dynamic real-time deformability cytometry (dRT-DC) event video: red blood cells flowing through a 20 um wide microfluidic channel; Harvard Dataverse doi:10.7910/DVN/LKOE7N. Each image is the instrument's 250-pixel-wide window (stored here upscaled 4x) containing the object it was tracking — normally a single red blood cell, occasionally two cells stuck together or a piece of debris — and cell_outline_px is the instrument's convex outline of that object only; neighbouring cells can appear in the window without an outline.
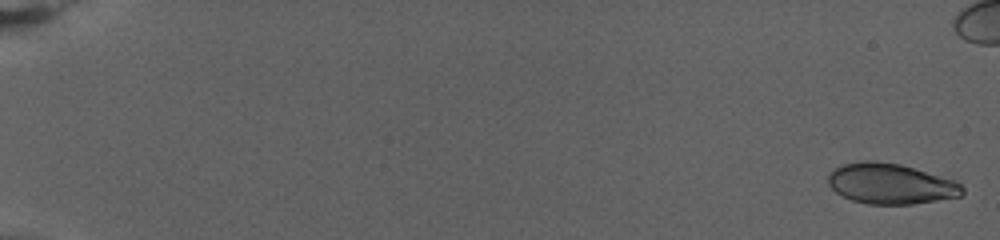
{"species": "human", "species_latin": "Homo sapiens", "temperature_condition": "warm", "stored_images_in_passage": 70, "camera_frame_rate_fps": 3000, "um_per_image_px": 0.085, "donor": {"sex": "female"}, "frame": {"image": 1, "passage_image": 2, "time_ms": 0.333, "image_size_px": [1000, 240], "cell_outline_px": [[964, 192], [960, 196], [912, 204], [868, 204], [852, 200], [836, 192], [828, 184], [828, 176], [836, 168], [844, 164], [860, 160], [872, 160], [900, 164], [956, 180], [964, 188]], "centroid_in_image_um": [75.71, 15.61], "position_along_channel_um": 9.3, "area_um2": 31.56}}
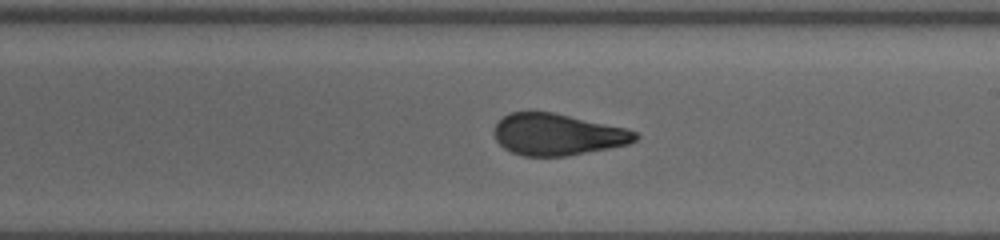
{"frame": {"image": 2, "passage_image": 48, "time_ms": 15.667, "image_size_px": [1000, 240], "cell_outline_px": [[640, 136], [636, 140], [628, 144], [568, 156], [524, 156], [512, 152], [504, 148], [496, 140], [492, 132], [492, 128], [508, 112], [552, 112], [628, 128], [636, 132]], "centroid_in_image_um": [47.38, 11.43], "position_along_channel_um": 241.6, "area_um2": 34.33}}
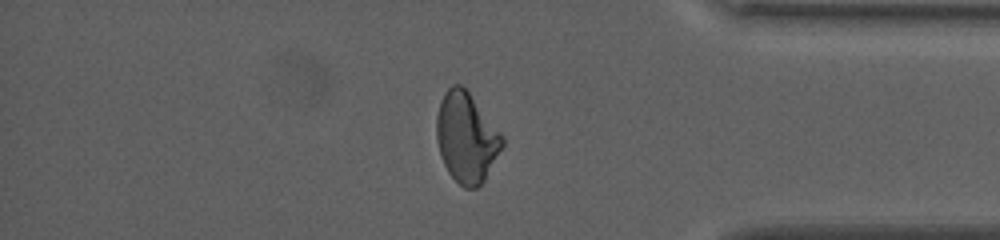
{"frame": {"image": 3, "passage_image": 66, "time_ms": 21.667, "image_size_px": [1000, 240], "cell_outline_px": [[504, 144], [484, 180], [476, 188], [464, 188], [448, 172], [444, 164], [440, 152], [436, 136], [436, 116], [440, 100], [444, 92], [452, 84], [460, 84], [468, 92], [504, 136]], "centroid_in_image_um": [39.63, 11.68], "position_along_channel_um": 395.6, "area_um2": 34.16}}